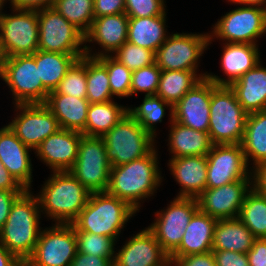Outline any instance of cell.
Instances as JSON below:
<instances>
[{"mask_svg":"<svg viewBox=\"0 0 266 266\" xmlns=\"http://www.w3.org/2000/svg\"><path fill=\"white\" fill-rule=\"evenodd\" d=\"M212 81L203 78L174 106L173 120L185 127L208 132Z\"/></svg>","mask_w":266,"mask_h":266,"instance_id":"d6986e66","label":"cell"},{"mask_svg":"<svg viewBox=\"0 0 266 266\" xmlns=\"http://www.w3.org/2000/svg\"><path fill=\"white\" fill-rule=\"evenodd\" d=\"M216 266H249V260L246 253L212 250Z\"/></svg>","mask_w":266,"mask_h":266,"instance_id":"bcb514c9","label":"cell"},{"mask_svg":"<svg viewBox=\"0 0 266 266\" xmlns=\"http://www.w3.org/2000/svg\"><path fill=\"white\" fill-rule=\"evenodd\" d=\"M168 161L170 174L181 187L176 197L197 198L206 190L207 156H185Z\"/></svg>","mask_w":266,"mask_h":266,"instance_id":"cb8c5ba5","label":"cell"},{"mask_svg":"<svg viewBox=\"0 0 266 266\" xmlns=\"http://www.w3.org/2000/svg\"><path fill=\"white\" fill-rule=\"evenodd\" d=\"M82 136L81 132L60 128L41 142L34 154L51 172L70 171L77 159Z\"/></svg>","mask_w":266,"mask_h":266,"instance_id":"44dd1931","label":"cell"},{"mask_svg":"<svg viewBox=\"0 0 266 266\" xmlns=\"http://www.w3.org/2000/svg\"><path fill=\"white\" fill-rule=\"evenodd\" d=\"M53 8L84 35L94 20V0H56Z\"/></svg>","mask_w":266,"mask_h":266,"instance_id":"74e56055","label":"cell"},{"mask_svg":"<svg viewBox=\"0 0 266 266\" xmlns=\"http://www.w3.org/2000/svg\"><path fill=\"white\" fill-rule=\"evenodd\" d=\"M238 218L255 238H266V197L252 188L245 196Z\"/></svg>","mask_w":266,"mask_h":266,"instance_id":"d590c367","label":"cell"},{"mask_svg":"<svg viewBox=\"0 0 266 266\" xmlns=\"http://www.w3.org/2000/svg\"><path fill=\"white\" fill-rule=\"evenodd\" d=\"M128 22L129 17L125 13L94 18L85 34V56L97 58L115 53L127 42ZM93 42L99 45L98 52H93V47L87 44Z\"/></svg>","mask_w":266,"mask_h":266,"instance_id":"ac0fdd59","label":"cell"},{"mask_svg":"<svg viewBox=\"0 0 266 266\" xmlns=\"http://www.w3.org/2000/svg\"><path fill=\"white\" fill-rule=\"evenodd\" d=\"M82 56L84 55H70L37 50L35 52V62L43 86L49 92L54 91L72 64Z\"/></svg>","mask_w":266,"mask_h":266,"instance_id":"1f68e13d","label":"cell"},{"mask_svg":"<svg viewBox=\"0 0 266 266\" xmlns=\"http://www.w3.org/2000/svg\"><path fill=\"white\" fill-rule=\"evenodd\" d=\"M125 13V0H94V17Z\"/></svg>","mask_w":266,"mask_h":266,"instance_id":"7dc6e473","label":"cell"},{"mask_svg":"<svg viewBox=\"0 0 266 266\" xmlns=\"http://www.w3.org/2000/svg\"><path fill=\"white\" fill-rule=\"evenodd\" d=\"M162 70L156 96L174 106L191 90L208 72ZM198 73V74H197Z\"/></svg>","mask_w":266,"mask_h":266,"instance_id":"836d02e7","label":"cell"},{"mask_svg":"<svg viewBox=\"0 0 266 266\" xmlns=\"http://www.w3.org/2000/svg\"><path fill=\"white\" fill-rule=\"evenodd\" d=\"M112 56L131 71L155 63V52L130 42H125Z\"/></svg>","mask_w":266,"mask_h":266,"instance_id":"b9f144b4","label":"cell"},{"mask_svg":"<svg viewBox=\"0 0 266 266\" xmlns=\"http://www.w3.org/2000/svg\"><path fill=\"white\" fill-rule=\"evenodd\" d=\"M165 0H125V14L128 17H151L163 15L166 11Z\"/></svg>","mask_w":266,"mask_h":266,"instance_id":"ee69618b","label":"cell"},{"mask_svg":"<svg viewBox=\"0 0 266 266\" xmlns=\"http://www.w3.org/2000/svg\"><path fill=\"white\" fill-rule=\"evenodd\" d=\"M77 252L98 257H105L111 262L115 260L116 241L113 238L92 234L84 231H75Z\"/></svg>","mask_w":266,"mask_h":266,"instance_id":"ab89813d","label":"cell"},{"mask_svg":"<svg viewBox=\"0 0 266 266\" xmlns=\"http://www.w3.org/2000/svg\"><path fill=\"white\" fill-rule=\"evenodd\" d=\"M251 189L252 180H238L206 189L196 198L198 209L217 220L238 218L245 196Z\"/></svg>","mask_w":266,"mask_h":266,"instance_id":"e0dca14e","label":"cell"},{"mask_svg":"<svg viewBox=\"0 0 266 266\" xmlns=\"http://www.w3.org/2000/svg\"><path fill=\"white\" fill-rule=\"evenodd\" d=\"M170 266H216L212 251L190 254L183 257H169Z\"/></svg>","mask_w":266,"mask_h":266,"instance_id":"f6af8a7d","label":"cell"},{"mask_svg":"<svg viewBox=\"0 0 266 266\" xmlns=\"http://www.w3.org/2000/svg\"><path fill=\"white\" fill-rule=\"evenodd\" d=\"M167 205L154 212V222L147 228L170 256L179 247L191 217L198 210V202L194 197H174Z\"/></svg>","mask_w":266,"mask_h":266,"instance_id":"5bb4252c","label":"cell"},{"mask_svg":"<svg viewBox=\"0 0 266 266\" xmlns=\"http://www.w3.org/2000/svg\"><path fill=\"white\" fill-rule=\"evenodd\" d=\"M252 188L266 197V161L251 169Z\"/></svg>","mask_w":266,"mask_h":266,"instance_id":"f907efd6","label":"cell"},{"mask_svg":"<svg viewBox=\"0 0 266 266\" xmlns=\"http://www.w3.org/2000/svg\"><path fill=\"white\" fill-rule=\"evenodd\" d=\"M222 45L220 67L227 77L221 78L212 72L206 75L207 79L218 86H230L261 60L258 45L245 43H223Z\"/></svg>","mask_w":266,"mask_h":266,"instance_id":"603a6c76","label":"cell"},{"mask_svg":"<svg viewBox=\"0 0 266 266\" xmlns=\"http://www.w3.org/2000/svg\"><path fill=\"white\" fill-rule=\"evenodd\" d=\"M217 221L198 209L191 217L179 247L169 257H183L212 251L213 234Z\"/></svg>","mask_w":266,"mask_h":266,"instance_id":"484cf974","label":"cell"},{"mask_svg":"<svg viewBox=\"0 0 266 266\" xmlns=\"http://www.w3.org/2000/svg\"><path fill=\"white\" fill-rule=\"evenodd\" d=\"M255 237L239 218L220 219L216 222L212 250L248 253Z\"/></svg>","mask_w":266,"mask_h":266,"instance_id":"f546056e","label":"cell"},{"mask_svg":"<svg viewBox=\"0 0 266 266\" xmlns=\"http://www.w3.org/2000/svg\"><path fill=\"white\" fill-rule=\"evenodd\" d=\"M241 146L250 169L266 161V110L247 115Z\"/></svg>","mask_w":266,"mask_h":266,"instance_id":"4dcf8cb0","label":"cell"},{"mask_svg":"<svg viewBox=\"0 0 266 266\" xmlns=\"http://www.w3.org/2000/svg\"><path fill=\"white\" fill-rule=\"evenodd\" d=\"M252 180L241 144H215L207 154L206 189Z\"/></svg>","mask_w":266,"mask_h":266,"instance_id":"2e32d148","label":"cell"},{"mask_svg":"<svg viewBox=\"0 0 266 266\" xmlns=\"http://www.w3.org/2000/svg\"><path fill=\"white\" fill-rule=\"evenodd\" d=\"M115 252L118 266H170L169 255L162 249L155 235L146 227L127 239Z\"/></svg>","mask_w":266,"mask_h":266,"instance_id":"ffe728a7","label":"cell"},{"mask_svg":"<svg viewBox=\"0 0 266 266\" xmlns=\"http://www.w3.org/2000/svg\"><path fill=\"white\" fill-rule=\"evenodd\" d=\"M0 79L12 93L13 104H44L49 91L43 86L32 55L3 58Z\"/></svg>","mask_w":266,"mask_h":266,"instance_id":"52a82bcc","label":"cell"},{"mask_svg":"<svg viewBox=\"0 0 266 266\" xmlns=\"http://www.w3.org/2000/svg\"><path fill=\"white\" fill-rule=\"evenodd\" d=\"M157 146L145 157L113 166L110 170L109 184L106 192L127 202L137 212L141 202L157 193L164 176L159 167Z\"/></svg>","mask_w":266,"mask_h":266,"instance_id":"6da1fadb","label":"cell"},{"mask_svg":"<svg viewBox=\"0 0 266 266\" xmlns=\"http://www.w3.org/2000/svg\"><path fill=\"white\" fill-rule=\"evenodd\" d=\"M210 32L209 46L216 38L223 43L258 45V39L266 34L265 9L240 5L221 16Z\"/></svg>","mask_w":266,"mask_h":266,"instance_id":"9c48e42d","label":"cell"},{"mask_svg":"<svg viewBox=\"0 0 266 266\" xmlns=\"http://www.w3.org/2000/svg\"><path fill=\"white\" fill-rule=\"evenodd\" d=\"M102 138L111 167L145 157L157 146L156 139L129 113Z\"/></svg>","mask_w":266,"mask_h":266,"instance_id":"8992f818","label":"cell"},{"mask_svg":"<svg viewBox=\"0 0 266 266\" xmlns=\"http://www.w3.org/2000/svg\"><path fill=\"white\" fill-rule=\"evenodd\" d=\"M260 62L230 85L248 114L266 110V67Z\"/></svg>","mask_w":266,"mask_h":266,"instance_id":"d4e9b609","label":"cell"},{"mask_svg":"<svg viewBox=\"0 0 266 266\" xmlns=\"http://www.w3.org/2000/svg\"><path fill=\"white\" fill-rule=\"evenodd\" d=\"M33 194L26 189L16 198L0 229V243L23 263L32 255L43 228L39 200Z\"/></svg>","mask_w":266,"mask_h":266,"instance_id":"7a4b0ae2","label":"cell"},{"mask_svg":"<svg viewBox=\"0 0 266 266\" xmlns=\"http://www.w3.org/2000/svg\"><path fill=\"white\" fill-rule=\"evenodd\" d=\"M227 1V0H226ZM231 4L234 3L244 6H258L261 8H266V0H228Z\"/></svg>","mask_w":266,"mask_h":266,"instance_id":"9f6ffc18","label":"cell"},{"mask_svg":"<svg viewBox=\"0 0 266 266\" xmlns=\"http://www.w3.org/2000/svg\"><path fill=\"white\" fill-rule=\"evenodd\" d=\"M10 1V2H9ZM56 0H6L11 5V9L40 10L52 8Z\"/></svg>","mask_w":266,"mask_h":266,"instance_id":"816d5d0a","label":"cell"},{"mask_svg":"<svg viewBox=\"0 0 266 266\" xmlns=\"http://www.w3.org/2000/svg\"><path fill=\"white\" fill-rule=\"evenodd\" d=\"M86 90L89 103L113 100L106 67L97 59L86 56Z\"/></svg>","mask_w":266,"mask_h":266,"instance_id":"8d00e7d4","label":"cell"},{"mask_svg":"<svg viewBox=\"0 0 266 266\" xmlns=\"http://www.w3.org/2000/svg\"><path fill=\"white\" fill-rule=\"evenodd\" d=\"M16 115L7 125L23 142L35 149L59 129V123L45 104H15Z\"/></svg>","mask_w":266,"mask_h":266,"instance_id":"9a60e30c","label":"cell"},{"mask_svg":"<svg viewBox=\"0 0 266 266\" xmlns=\"http://www.w3.org/2000/svg\"><path fill=\"white\" fill-rule=\"evenodd\" d=\"M136 213L127 202L107 192H92L87 205L71 224L75 231L107 236L117 241Z\"/></svg>","mask_w":266,"mask_h":266,"instance_id":"277c9868","label":"cell"},{"mask_svg":"<svg viewBox=\"0 0 266 266\" xmlns=\"http://www.w3.org/2000/svg\"><path fill=\"white\" fill-rule=\"evenodd\" d=\"M209 33H169L155 52L161 70L199 71L200 58L209 49ZM203 54V55H202Z\"/></svg>","mask_w":266,"mask_h":266,"instance_id":"30bf717a","label":"cell"},{"mask_svg":"<svg viewBox=\"0 0 266 266\" xmlns=\"http://www.w3.org/2000/svg\"><path fill=\"white\" fill-rule=\"evenodd\" d=\"M109 266H118L115 262H111Z\"/></svg>","mask_w":266,"mask_h":266,"instance_id":"91938a15","label":"cell"},{"mask_svg":"<svg viewBox=\"0 0 266 266\" xmlns=\"http://www.w3.org/2000/svg\"><path fill=\"white\" fill-rule=\"evenodd\" d=\"M0 266H24V263L0 243Z\"/></svg>","mask_w":266,"mask_h":266,"instance_id":"11a10c76","label":"cell"},{"mask_svg":"<svg viewBox=\"0 0 266 266\" xmlns=\"http://www.w3.org/2000/svg\"><path fill=\"white\" fill-rule=\"evenodd\" d=\"M0 12V51L3 58L32 55L38 50V10Z\"/></svg>","mask_w":266,"mask_h":266,"instance_id":"ba28073f","label":"cell"},{"mask_svg":"<svg viewBox=\"0 0 266 266\" xmlns=\"http://www.w3.org/2000/svg\"><path fill=\"white\" fill-rule=\"evenodd\" d=\"M111 261L105 257H98L92 254L76 252L70 266H109Z\"/></svg>","mask_w":266,"mask_h":266,"instance_id":"f5cc1de1","label":"cell"},{"mask_svg":"<svg viewBox=\"0 0 266 266\" xmlns=\"http://www.w3.org/2000/svg\"><path fill=\"white\" fill-rule=\"evenodd\" d=\"M6 4V0H0V12L3 11L4 6Z\"/></svg>","mask_w":266,"mask_h":266,"instance_id":"6f0895ef","label":"cell"},{"mask_svg":"<svg viewBox=\"0 0 266 266\" xmlns=\"http://www.w3.org/2000/svg\"><path fill=\"white\" fill-rule=\"evenodd\" d=\"M166 15L165 12L151 17H129L127 42L156 52L169 36Z\"/></svg>","mask_w":266,"mask_h":266,"instance_id":"f1b7e54d","label":"cell"},{"mask_svg":"<svg viewBox=\"0 0 266 266\" xmlns=\"http://www.w3.org/2000/svg\"><path fill=\"white\" fill-rule=\"evenodd\" d=\"M0 190L25 191L26 189L9 173L0 161Z\"/></svg>","mask_w":266,"mask_h":266,"instance_id":"db71d44e","label":"cell"},{"mask_svg":"<svg viewBox=\"0 0 266 266\" xmlns=\"http://www.w3.org/2000/svg\"><path fill=\"white\" fill-rule=\"evenodd\" d=\"M247 256L249 266H266V238H255Z\"/></svg>","mask_w":266,"mask_h":266,"instance_id":"c3c4849f","label":"cell"},{"mask_svg":"<svg viewBox=\"0 0 266 266\" xmlns=\"http://www.w3.org/2000/svg\"><path fill=\"white\" fill-rule=\"evenodd\" d=\"M97 59L107 69L112 95L120 99L130 97L132 71L112 55L100 56Z\"/></svg>","mask_w":266,"mask_h":266,"instance_id":"60d3db41","label":"cell"},{"mask_svg":"<svg viewBox=\"0 0 266 266\" xmlns=\"http://www.w3.org/2000/svg\"><path fill=\"white\" fill-rule=\"evenodd\" d=\"M76 252L73 225L54 223L42 228L34 251L24 266H70Z\"/></svg>","mask_w":266,"mask_h":266,"instance_id":"7c38bea8","label":"cell"},{"mask_svg":"<svg viewBox=\"0 0 266 266\" xmlns=\"http://www.w3.org/2000/svg\"><path fill=\"white\" fill-rule=\"evenodd\" d=\"M86 85V56L84 55L72 64L59 86L49 94H65L86 98Z\"/></svg>","mask_w":266,"mask_h":266,"instance_id":"f35d334b","label":"cell"},{"mask_svg":"<svg viewBox=\"0 0 266 266\" xmlns=\"http://www.w3.org/2000/svg\"><path fill=\"white\" fill-rule=\"evenodd\" d=\"M128 113V106L119 105L114 100L104 103H90L87 112L85 136L103 137Z\"/></svg>","mask_w":266,"mask_h":266,"instance_id":"d6a6232c","label":"cell"},{"mask_svg":"<svg viewBox=\"0 0 266 266\" xmlns=\"http://www.w3.org/2000/svg\"><path fill=\"white\" fill-rule=\"evenodd\" d=\"M2 61H3V57L0 51V72H1V68H2Z\"/></svg>","mask_w":266,"mask_h":266,"instance_id":"680465c9","label":"cell"},{"mask_svg":"<svg viewBox=\"0 0 266 266\" xmlns=\"http://www.w3.org/2000/svg\"><path fill=\"white\" fill-rule=\"evenodd\" d=\"M32 149L23 144L8 125L0 129V161L9 173L25 188L33 182Z\"/></svg>","mask_w":266,"mask_h":266,"instance_id":"7402d4cb","label":"cell"},{"mask_svg":"<svg viewBox=\"0 0 266 266\" xmlns=\"http://www.w3.org/2000/svg\"><path fill=\"white\" fill-rule=\"evenodd\" d=\"M45 106L57 118L61 129L83 132L90 103L86 98L65 94H49Z\"/></svg>","mask_w":266,"mask_h":266,"instance_id":"83f0119b","label":"cell"},{"mask_svg":"<svg viewBox=\"0 0 266 266\" xmlns=\"http://www.w3.org/2000/svg\"><path fill=\"white\" fill-rule=\"evenodd\" d=\"M110 170L103 138L83 135L77 159L69 172L92 193L106 192Z\"/></svg>","mask_w":266,"mask_h":266,"instance_id":"4fadbf2b","label":"cell"},{"mask_svg":"<svg viewBox=\"0 0 266 266\" xmlns=\"http://www.w3.org/2000/svg\"><path fill=\"white\" fill-rule=\"evenodd\" d=\"M24 191L0 190V229L7 221L10 208L16 198Z\"/></svg>","mask_w":266,"mask_h":266,"instance_id":"681fc988","label":"cell"},{"mask_svg":"<svg viewBox=\"0 0 266 266\" xmlns=\"http://www.w3.org/2000/svg\"><path fill=\"white\" fill-rule=\"evenodd\" d=\"M51 173L36 194L41 214L52 222L71 224L87 205L91 192L69 171Z\"/></svg>","mask_w":266,"mask_h":266,"instance_id":"3957f363","label":"cell"},{"mask_svg":"<svg viewBox=\"0 0 266 266\" xmlns=\"http://www.w3.org/2000/svg\"><path fill=\"white\" fill-rule=\"evenodd\" d=\"M161 69L154 63L132 71L130 97L139 92L147 95H156L159 86Z\"/></svg>","mask_w":266,"mask_h":266,"instance_id":"7bdbcfd3","label":"cell"},{"mask_svg":"<svg viewBox=\"0 0 266 266\" xmlns=\"http://www.w3.org/2000/svg\"><path fill=\"white\" fill-rule=\"evenodd\" d=\"M166 108L169 110V121L173 120V106L169 102L156 95H147L141 105L128 107V113L155 139L156 124L162 123Z\"/></svg>","mask_w":266,"mask_h":266,"instance_id":"e575fe53","label":"cell"},{"mask_svg":"<svg viewBox=\"0 0 266 266\" xmlns=\"http://www.w3.org/2000/svg\"><path fill=\"white\" fill-rule=\"evenodd\" d=\"M168 150L172 158L185 156H207L213 147L208 132L197 131L170 120Z\"/></svg>","mask_w":266,"mask_h":266,"instance_id":"4316f807","label":"cell"},{"mask_svg":"<svg viewBox=\"0 0 266 266\" xmlns=\"http://www.w3.org/2000/svg\"><path fill=\"white\" fill-rule=\"evenodd\" d=\"M209 130L212 143L241 144L248 113L238 102L230 86L212 82Z\"/></svg>","mask_w":266,"mask_h":266,"instance_id":"5b68a950","label":"cell"},{"mask_svg":"<svg viewBox=\"0 0 266 266\" xmlns=\"http://www.w3.org/2000/svg\"><path fill=\"white\" fill-rule=\"evenodd\" d=\"M38 50L85 55V35L53 7L38 10Z\"/></svg>","mask_w":266,"mask_h":266,"instance_id":"8fae6325","label":"cell"}]
</instances>
